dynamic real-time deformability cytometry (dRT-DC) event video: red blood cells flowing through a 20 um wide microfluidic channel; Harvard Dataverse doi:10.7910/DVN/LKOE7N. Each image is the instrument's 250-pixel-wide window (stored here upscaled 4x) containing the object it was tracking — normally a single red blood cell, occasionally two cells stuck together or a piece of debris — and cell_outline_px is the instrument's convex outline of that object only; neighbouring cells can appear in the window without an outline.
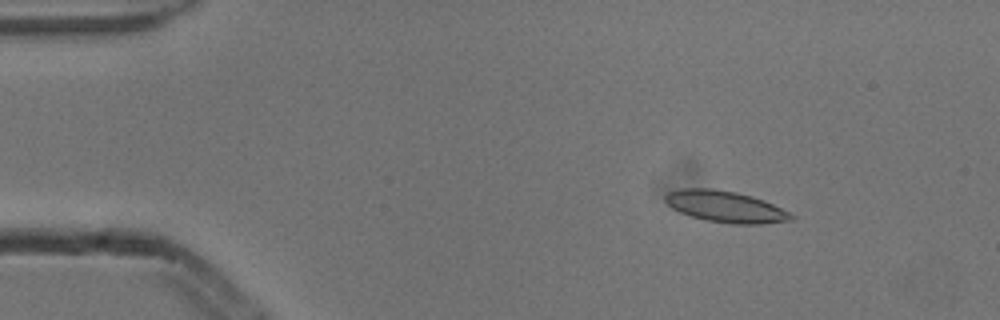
{"species": "common noctule bat (a hibernating species)", "species_latin": "Nyctalus noctula", "temperature_condition": "cold", "stored_images_in_passage": 5, "camera_frame_rate_fps": 3000, "um_per_image_px": 0.085, "animal": {"sex": "male", "body_mass_g": 13.3}, "frame": {"image": 1, "passage_image": 3, "time_ms": 0.667, "image_size_px": [1000, 320], "cell_outline_px": [[796, 220], [760, 224], [732, 224], [704, 220], [680, 212], [672, 208], [664, 200], [664, 196], [668, 192], [680, 188], [712, 188], [736, 192], [752, 196], [764, 200], [796, 216]], "centroid_in_image_um": [61.67, 17.56], "position_along_channel_um": 23.3, "area_um2": 23.18}}